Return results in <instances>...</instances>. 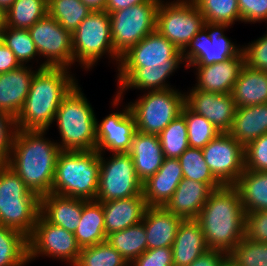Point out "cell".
Here are the masks:
<instances>
[{
  "label": "cell",
  "instance_id": "7402d4cb",
  "mask_svg": "<svg viewBox=\"0 0 267 266\" xmlns=\"http://www.w3.org/2000/svg\"><path fill=\"white\" fill-rule=\"evenodd\" d=\"M128 154L133 159L136 175L142 183L158 171L164 160L159 135L139 131L132 136Z\"/></svg>",
  "mask_w": 267,
  "mask_h": 266
},
{
  "label": "cell",
  "instance_id": "ab89813d",
  "mask_svg": "<svg viewBox=\"0 0 267 266\" xmlns=\"http://www.w3.org/2000/svg\"><path fill=\"white\" fill-rule=\"evenodd\" d=\"M181 113L187 123L189 147L202 149L221 133L204 116L194 113L186 105L183 106Z\"/></svg>",
  "mask_w": 267,
  "mask_h": 266
},
{
  "label": "cell",
  "instance_id": "7a4b0ae2",
  "mask_svg": "<svg viewBox=\"0 0 267 266\" xmlns=\"http://www.w3.org/2000/svg\"><path fill=\"white\" fill-rule=\"evenodd\" d=\"M46 130L17 129L7 165L39 197L52 192L56 162L61 152Z\"/></svg>",
  "mask_w": 267,
  "mask_h": 266
},
{
  "label": "cell",
  "instance_id": "bcb514c9",
  "mask_svg": "<svg viewBox=\"0 0 267 266\" xmlns=\"http://www.w3.org/2000/svg\"><path fill=\"white\" fill-rule=\"evenodd\" d=\"M245 238L267 243V210L245 214Z\"/></svg>",
  "mask_w": 267,
  "mask_h": 266
},
{
  "label": "cell",
  "instance_id": "9c48e42d",
  "mask_svg": "<svg viewBox=\"0 0 267 266\" xmlns=\"http://www.w3.org/2000/svg\"><path fill=\"white\" fill-rule=\"evenodd\" d=\"M128 104L135 119L136 131L159 135L181 114L185 92L175 88L147 91Z\"/></svg>",
  "mask_w": 267,
  "mask_h": 266
},
{
  "label": "cell",
  "instance_id": "681fc988",
  "mask_svg": "<svg viewBox=\"0 0 267 266\" xmlns=\"http://www.w3.org/2000/svg\"><path fill=\"white\" fill-rule=\"evenodd\" d=\"M21 64L16 59L15 54L5 45V43L0 41V74L12 71L18 68Z\"/></svg>",
  "mask_w": 267,
  "mask_h": 266
},
{
  "label": "cell",
  "instance_id": "ee69618b",
  "mask_svg": "<svg viewBox=\"0 0 267 266\" xmlns=\"http://www.w3.org/2000/svg\"><path fill=\"white\" fill-rule=\"evenodd\" d=\"M265 32L266 34L248 45H242V51L248 67L267 72V31Z\"/></svg>",
  "mask_w": 267,
  "mask_h": 266
},
{
  "label": "cell",
  "instance_id": "f546056e",
  "mask_svg": "<svg viewBox=\"0 0 267 266\" xmlns=\"http://www.w3.org/2000/svg\"><path fill=\"white\" fill-rule=\"evenodd\" d=\"M74 235L81 249L106 241L102 202L83 199L81 219Z\"/></svg>",
  "mask_w": 267,
  "mask_h": 266
},
{
  "label": "cell",
  "instance_id": "ffe728a7",
  "mask_svg": "<svg viewBox=\"0 0 267 266\" xmlns=\"http://www.w3.org/2000/svg\"><path fill=\"white\" fill-rule=\"evenodd\" d=\"M182 179L183 171L178 158H164L158 171L142 184L147 206L165 207Z\"/></svg>",
  "mask_w": 267,
  "mask_h": 266
},
{
  "label": "cell",
  "instance_id": "f35d334b",
  "mask_svg": "<svg viewBox=\"0 0 267 266\" xmlns=\"http://www.w3.org/2000/svg\"><path fill=\"white\" fill-rule=\"evenodd\" d=\"M2 41L15 54L21 65H28L39 54L28 29L7 27L2 31Z\"/></svg>",
  "mask_w": 267,
  "mask_h": 266
},
{
  "label": "cell",
  "instance_id": "277c9868",
  "mask_svg": "<svg viewBox=\"0 0 267 266\" xmlns=\"http://www.w3.org/2000/svg\"><path fill=\"white\" fill-rule=\"evenodd\" d=\"M245 211L234 186L213 190L195 219L209 250L229 254L245 237Z\"/></svg>",
  "mask_w": 267,
  "mask_h": 266
},
{
  "label": "cell",
  "instance_id": "8992f818",
  "mask_svg": "<svg viewBox=\"0 0 267 266\" xmlns=\"http://www.w3.org/2000/svg\"><path fill=\"white\" fill-rule=\"evenodd\" d=\"M100 173V153L93 151H61L59 153L52 193L96 200Z\"/></svg>",
  "mask_w": 267,
  "mask_h": 266
},
{
  "label": "cell",
  "instance_id": "c3c4849f",
  "mask_svg": "<svg viewBox=\"0 0 267 266\" xmlns=\"http://www.w3.org/2000/svg\"><path fill=\"white\" fill-rule=\"evenodd\" d=\"M129 266H174L172 247L147 249Z\"/></svg>",
  "mask_w": 267,
  "mask_h": 266
},
{
  "label": "cell",
  "instance_id": "f5cc1de1",
  "mask_svg": "<svg viewBox=\"0 0 267 266\" xmlns=\"http://www.w3.org/2000/svg\"><path fill=\"white\" fill-rule=\"evenodd\" d=\"M92 10H105V4L107 0H81Z\"/></svg>",
  "mask_w": 267,
  "mask_h": 266
},
{
  "label": "cell",
  "instance_id": "836d02e7",
  "mask_svg": "<svg viewBox=\"0 0 267 266\" xmlns=\"http://www.w3.org/2000/svg\"><path fill=\"white\" fill-rule=\"evenodd\" d=\"M6 12L7 27L29 29L48 14L47 0H15Z\"/></svg>",
  "mask_w": 267,
  "mask_h": 266
},
{
  "label": "cell",
  "instance_id": "e0dca14e",
  "mask_svg": "<svg viewBox=\"0 0 267 266\" xmlns=\"http://www.w3.org/2000/svg\"><path fill=\"white\" fill-rule=\"evenodd\" d=\"M124 106L122 110L107 115L101 122L96 119V150L99 153L129 152L136 125L129 104Z\"/></svg>",
  "mask_w": 267,
  "mask_h": 266
},
{
  "label": "cell",
  "instance_id": "4316f807",
  "mask_svg": "<svg viewBox=\"0 0 267 266\" xmlns=\"http://www.w3.org/2000/svg\"><path fill=\"white\" fill-rule=\"evenodd\" d=\"M208 250L200 224L195 219L183 220L172 245L174 266H189Z\"/></svg>",
  "mask_w": 267,
  "mask_h": 266
},
{
  "label": "cell",
  "instance_id": "74e56055",
  "mask_svg": "<svg viewBox=\"0 0 267 266\" xmlns=\"http://www.w3.org/2000/svg\"><path fill=\"white\" fill-rule=\"evenodd\" d=\"M205 22L232 26L241 21L238 0H193Z\"/></svg>",
  "mask_w": 267,
  "mask_h": 266
},
{
  "label": "cell",
  "instance_id": "603a6c76",
  "mask_svg": "<svg viewBox=\"0 0 267 266\" xmlns=\"http://www.w3.org/2000/svg\"><path fill=\"white\" fill-rule=\"evenodd\" d=\"M147 207L143 193L134 197L102 202L106 236L143 221Z\"/></svg>",
  "mask_w": 267,
  "mask_h": 266
},
{
  "label": "cell",
  "instance_id": "816d5d0a",
  "mask_svg": "<svg viewBox=\"0 0 267 266\" xmlns=\"http://www.w3.org/2000/svg\"><path fill=\"white\" fill-rule=\"evenodd\" d=\"M144 2H161V0H107L105 4V11L109 14L111 12L122 10L132 5Z\"/></svg>",
  "mask_w": 267,
  "mask_h": 266
},
{
  "label": "cell",
  "instance_id": "ac0fdd59",
  "mask_svg": "<svg viewBox=\"0 0 267 266\" xmlns=\"http://www.w3.org/2000/svg\"><path fill=\"white\" fill-rule=\"evenodd\" d=\"M185 105L204 116L221 133L228 132L236 111L231 93L206 92L192 87L185 92Z\"/></svg>",
  "mask_w": 267,
  "mask_h": 266
},
{
  "label": "cell",
  "instance_id": "d6986e66",
  "mask_svg": "<svg viewBox=\"0 0 267 266\" xmlns=\"http://www.w3.org/2000/svg\"><path fill=\"white\" fill-rule=\"evenodd\" d=\"M245 65V56L241 51L236 57L221 63L206 66H187V69H196V82L193 88L206 92L229 94L238 79L242 67Z\"/></svg>",
  "mask_w": 267,
  "mask_h": 266
},
{
  "label": "cell",
  "instance_id": "484cf974",
  "mask_svg": "<svg viewBox=\"0 0 267 266\" xmlns=\"http://www.w3.org/2000/svg\"><path fill=\"white\" fill-rule=\"evenodd\" d=\"M83 199L49 193L40 197V214L51 224L74 233L79 225Z\"/></svg>",
  "mask_w": 267,
  "mask_h": 266
},
{
  "label": "cell",
  "instance_id": "d590c367",
  "mask_svg": "<svg viewBox=\"0 0 267 266\" xmlns=\"http://www.w3.org/2000/svg\"><path fill=\"white\" fill-rule=\"evenodd\" d=\"M178 160L182 167L183 178L204 182L212 190L222 187L206 164L201 148H187Z\"/></svg>",
  "mask_w": 267,
  "mask_h": 266
},
{
  "label": "cell",
  "instance_id": "b9f144b4",
  "mask_svg": "<svg viewBox=\"0 0 267 266\" xmlns=\"http://www.w3.org/2000/svg\"><path fill=\"white\" fill-rule=\"evenodd\" d=\"M229 255L238 266H267V243L244 237Z\"/></svg>",
  "mask_w": 267,
  "mask_h": 266
},
{
  "label": "cell",
  "instance_id": "8d00e7d4",
  "mask_svg": "<svg viewBox=\"0 0 267 266\" xmlns=\"http://www.w3.org/2000/svg\"><path fill=\"white\" fill-rule=\"evenodd\" d=\"M164 158H179L189 148L185 116L179 114L160 134Z\"/></svg>",
  "mask_w": 267,
  "mask_h": 266
},
{
  "label": "cell",
  "instance_id": "60d3db41",
  "mask_svg": "<svg viewBox=\"0 0 267 266\" xmlns=\"http://www.w3.org/2000/svg\"><path fill=\"white\" fill-rule=\"evenodd\" d=\"M78 266H129L123 256L107 241L82 248Z\"/></svg>",
  "mask_w": 267,
  "mask_h": 266
},
{
  "label": "cell",
  "instance_id": "6f0895ef",
  "mask_svg": "<svg viewBox=\"0 0 267 266\" xmlns=\"http://www.w3.org/2000/svg\"><path fill=\"white\" fill-rule=\"evenodd\" d=\"M1 38H2V32L0 31V41L2 40Z\"/></svg>",
  "mask_w": 267,
  "mask_h": 266
},
{
  "label": "cell",
  "instance_id": "d6a6232c",
  "mask_svg": "<svg viewBox=\"0 0 267 266\" xmlns=\"http://www.w3.org/2000/svg\"><path fill=\"white\" fill-rule=\"evenodd\" d=\"M27 237L21 232L0 225V266H26Z\"/></svg>",
  "mask_w": 267,
  "mask_h": 266
},
{
  "label": "cell",
  "instance_id": "9f6ffc18",
  "mask_svg": "<svg viewBox=\"0 0 267 266\" xmlns=\"http://www.w3.org/2000/svg\"><path fill=\"white\" fill-rule=\"evenodd\" d=\"M15 0H0V7L7 11Z\"/></svg>",
  "mask_w": 267,
  "mask_h": 266
},
{
  "label": "cell",
  "instance_id": "cb8c5ba5",
  "mask_svg": "<svg viewBox=\"0 0 267 266\" xmlns=\"http://www.w3.org/2000/svg\"><path fill=\"white\" fill-rule=\"evenodd\" d=\"M212 191L204 182L183 178L165 208L184 220L196 219Z\"/></svg>",
  "mask_w": 267,
  "mask_h": 266
},
{
  "label": "cell",
  "instance_id": "2e32d148",
  "mask_svg": "<svg viewBox=\"0 0 267 266\" xmlns=\"http://www.w3.org/2000/svg\"><path fill=\"white\" fill-rule=\"evenodd\" d=\"M203 157L222 186H234L245 170L244 147L227 132L218 134L204 148Z\"/></svg>",
  "mask_w": 267,
  "mask_h": 266
},
{
  "label": "cell",
  "instance_id": "30bf717a",
  "mask_svg": "<svg viewBox=\"0 0 267 266\" xmlns=\"http://www.w3.org/2000/svg\"><path fill=\"white\" fill-rule=\"evenodd\" d=\"M205 20L193 0H161L156 15V30L183 52L204 27Z\"/></svg>",
  "mask_w": 267,
  "mask_h": 266
},
{
  "label": "cell",
  "instance_id": "ba28073f",
  "mask_svg": "<svg viewBox=\"0 0 267 266\" xmlns=\"http://www.w3.org/2000/svg\"><path fill=\"white\" fill-rule=\"evenodd\" d=\"M72 37L74 63L77 62L81 68L90 71L104 55H108L109 60L112 58L118 68L121 57L113 48L108 12L93 10L72 33Z\"/></svg>",
  "mask_w": 267,
  "mask_h": 266
},
{
  "label": "cell",
  "instance_id": "83f0119b",
  "mask_svg": "<svg viewBox=\"0 0 267 266\" xmlns=\"http://www.w3.org/2000/svg\"><path fill=\"white\" fill-rule=\"evenodd\" d=\"M227 133L243 147L267 134V103L236 108Z\"/></svg>",
  "mask_w": 267,
  "mask_h": 266
},
{
  "label": "cell",
  "instance_id": "db71d44e",
  "mask_svg": "<svg viewBox=\"0 0 267 266\" xmlns=\"http://www.w3.org/2000/svg\"><path fill=\"white\" fill-rule=\"evenodd\" d=\"M7 12L0 7V31L2 32L6 28V14Z\"/></svg>",
  "mask_w": 267,
  "mask_h": 266
},
{
  "label": "cell",
  "instance_id": "5bb4252c",
  "mask_svg": "<svg viewBox=\"0 0 267 266\" xmlns=\"http://www.w3.org/2000/svg\"><path fill=\"white\" fill-rule=\"evenodd\" d=\"M28 242V263L38 257L47 256L69 265L76 264L81 248L74 233L48 222L39 214Z\"/></svg>",
  "mask_w": 267,
  "mask_h": 266
},
{
  "label": "cell",
  "instance_id": "52a82bcc",
  "mask_svg": "<svg viewBox=\"0 0 267 266\" xmlns=\"http://www.w3.org/2000/svg\"><path fill=\"white\" fill-rule=\"evenodd\" d=\"M40 214V197L7 164L0 165V225L31 235Z\"/></svg>",
  "mask_w": 267,
  "mask_h": 266
},
{
  "label": "cell",
  "instance_id": "f6af8a7d",
  "mask_svg": "<svg viewBox=\"0 0 267 266\" xmlns=\"http://www.w3.org/2000/svg\"><path fill=\"white\" fill-rule=\"evenodd\" d=\"M16 130L15 118L0 111V165L8 163Z\"/></svg>",
  "mask_w": 267,
  "mask_h": 266
},
{
  "label": "cell",
  "instance_id": "7bdbcfd3",
  "mask_svg": "<svg viewBox=\"0 0 267 266\" xmlns=\"http://www.w3.org/2000/svg\"><path fill=\"white\" fill-rule=\"evenodd\" d=\"M244 152L246 170L267 172V134L249 143Z\"/></svg>",
  "mask_w": 267,
  "mask_h": 266
},
{
  "label": "cell",
  "instance_id": "3957f363",
  "mask_svg": "<svg viewBox=\"0 0 267 266\" xmlns=\"http://www.w3.org/2000/svg\"><path fill=\"white\" fill-rule=\"evenodd\" d=\"M69 70L45 67L35 72L23 107L15 118L17 129L48 131L62 99L78 83Z\"/></svg>",
  "mask_w": 267,
  "mask_h": 266
},
{
  "label": "cell",
  "instance_id": "44dd1931",
  "mask_svg": "<svg viewBox=\"0 0 267 266\" xmlns=\"http://www.w3.org/2000/svg\"><path fill=\"white\" fill-rule=\"evenodd\" d=\"M32 65H20L18 68L0 74V111L16 118L30 90L35 72Z\"/></svg>",
  "mask_w": 267,
  "mask_h": 266
},
{
  "label": "cell",
  "instance_id": "1f68e13d",
  "mask_svg": "<svg viewBox=\"0 0 267 266\" xmlns=\"http://www.w3.org/2000/svg\"><path fill=\"white\" fill-rule=\"evenodd\" d=\"M106 241L115 248L130 265L147 250L146 230L144 223L110 233Z\"/></svg>",
  "mask_w": 267,
  "mask_h": 266
},
{
  "label": "cell",
  "instance_id": "7dc6e473",
  "mask_svg": "<svg viewBox=\"0 0 267 266\" xmlns=\"http://www.w3.org/2000/svg\"><path fill=\"white\" fill-rule=\"evenodd\" d=\"M241 22L267 23V0H238Z\"/></svg>",
  "mask_w": 267,
  "mask_h": 266
},
{
  "label": "cell",
  "instance_id": "5b68a950",
  "mask_svg": "<svg viewBox=\"0 0 267 266\" xmlns=\"http://www.w3.org/2000/svg\"><path fill=\"white\" fill-rule=\"evenodd\" d=\"M78 83L62 99L54 122L61 151L96 150V115Z\"/></svg>",
  "mask_w": 267,
  "mask_h": 266
},
{
  "label": "cell",
  "instance_id": "8fae6325",
  "mask_svg": "<svg viewBox=\"0 0 267 266\" xmlns=\"http://www.w3.org/2000/svg\"><path fill=\"white\" fill-rule=\"evenodd\" d=\"M159 4L144 2L110 13L113 48L120 57L156 30Z\"/></svg>",
  "mask_w": 267,
  "mask_h": 266
},
{
  "label": "cell",
  "instance_id": "f907efd6",
  "mask_svg": "<svg viewBox=\"0 0 267 266\" xmlns=\"http://www.w3.org/2000/svg\"><path fill=\"white\" fill-rule=\"evenodd\" d=\"M220 250H208L195 259L189 266H220L221 261L227 256Z\"/></svg>",
  "mask_w": 267,
  "mask_h": 266
},
{
  "label": "cell",
  "instance_id": "9a60e30c",
  "mask_svg": "<svg viewBox=\"0 0 267 266\" xmlns=\"http://www.w3.org/2000/svg\"><path fill=\"white\" fill-rule=\"evenodd\" d=\"M39 57L44 61L38 68L64 67L71 71L74 64L73 37L54 18L46 15L28 29Z\"/></svg>",
  "mask_w": 267,
  "mask_h": 266
},
{
  "label": "cell",
  "instance_id": "4fadbf2b",
  "mask_svg": "<svg viewBox=\"0 0 267 266\" xmlns=\"http://www.w3.org/2000/svg\"><path fill=\"white\" fill-rule=\"evenodd\" d=\"M229 27L228 24L205 22L182 52L185 68L212 65L236 57L242 51V46H236L225 36L224 31Z\"/></svg>",
  "mask_w": 267,
  "mask_h": 266
},
{
  "label": "cell",
  "instance_id": "6da1fadb",
  "mask_svg": "<svg viewBox=\"0 0 267 266\" xmlns=\"http://www.w3.org/2000/svg\"><path fill=\"white\" fill-rule=\"evenodd\" d=\"M180 64H185L182 52L155 30L121 56L116 70L118 91L111 105H120L129 89L146 92L174 88L166 81Z\"/></svg>",
  "mask_w": 267,
  "mask_h": 266
},
{
  "label": "cell",
  "instance_id": "11a10c76",
  "mask_svg": "<svg viewBox=\"0 0 267 266\" xmlns=\"http://www.w3.org/2000/svg\"><path fill=\"white\" fill-rule=\"evenodd\" d=\"M220 266H238V264L228 254L222 261Z\"/></svg>",
  "mask_w": 267,
  "mask_h": 266
},
{
  "label": "cell",
  "instance_id": "e575fe53",
  "mask_svg": "<svg viewBox=\"0 0 267 266\" xmlns=\"http://www.w3.org/2000/svg\"><path fill=\"white\" fill-rule=\"evenodd\" d=\"M47 6L48 15L71 33L93 11L81 0H47Z\"/></svg>",
  "mask_w": 267,
  "mask_h": 266
},
{
  "label": "cell",
  "instance_id": "f1b7e54d",
  "mask_svg": "<svg viewBox=\"0 0 267 266\" xmlns=\"http://www.w3.org/2000/svg\"><path fill=\"white\" fill-rule=\"evenodd\" d=\"M236 108L267 103V72L242 67L232 92Z\"/></svg>",
  "mask_w": 267,
  "mask_h": 266
},
{
  "label": "cell",
  "instance_id": "d4e9b609",
  "mask_svg": "<svg viewBox=\"0 0 267 266\" xmlns=\"http://www.w3.org/2000/svg\"><path fill=\"white\" fill-rule=\"evenodd\" d=\"M183 220L165 207L148 206L142 221L146 230L147 249L172 247Z\"/></svg>",
  "mask_w": 267,
  "mask_h": 266
},
{
  "label": "cell",
  "instance_id": "7c38bea8",
  "mask_svg": "<svg viewBox=\"0 0 267 266\" xmlns=\"http://www.w3.org/2000/svg\"><path fill=\"white\" fill-rule=\"evenodd\" d=\"M100 153V173L96 201L120 200L142 194L134 162L128 153Z\"/></svg>",
  "mask_w": 267,
  "mask_h": 266
},
{
  "label": "cell",
  "instance_id": "4dcf8cb0",
  "mask_svg": "<svg viewBox=\"0 0 267 266\" xmlns=\"http://www.w3.org/2000/svg\"><path fill=\"white\" fill-rule=\"evenodd\" d=\"M234 187L245 213L267 210V172L244 170Z\"/></svg>",
  "mask_w": 267,
  "mask_h": 266
}]
</instances>
